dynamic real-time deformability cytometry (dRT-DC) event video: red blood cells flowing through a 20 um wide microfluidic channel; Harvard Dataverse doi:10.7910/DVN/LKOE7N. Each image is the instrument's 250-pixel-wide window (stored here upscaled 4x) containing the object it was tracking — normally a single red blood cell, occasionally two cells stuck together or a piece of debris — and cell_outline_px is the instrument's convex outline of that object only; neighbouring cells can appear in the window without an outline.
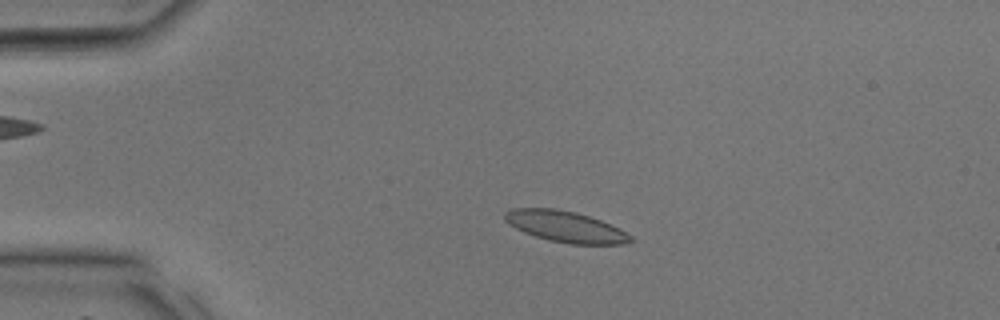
{"species": "common noctule bat (a hibernating species)", "species_latin": "Nyctalus noctula", "temperature_condition": "room temperature", "stored_images_in_passage": 34, "camera_frame_rate_fps": 3000, "um_per_image_px": 0.085, "animal": {"sex": "male", "body_mass_g": 17.9, "forearm_length_mm": 54.2}, "frame": {"image": 1, "passage_image": 6, "time_ms": 1.667, "image_size_px": [1000, 320], "cell_outline_px": [[632, 240], [624, 244], [572, 244], [548, 240], [524, 232], [508, 224], [504, 220], [504, 212], [512, 208], [556, 208], [576, 212], [600, 220], [632, 236]], "centroid_in_image_um": [48.0, 19.25], "position_along_channel_um": 37.0, "area_um2": 22.54}}
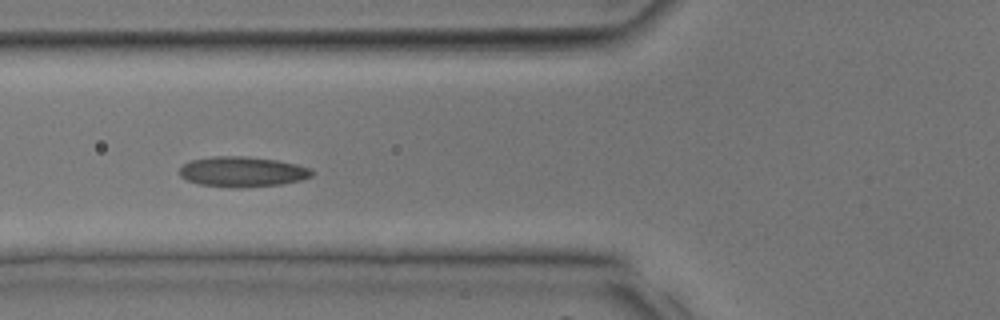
{"frame": {"image": 2, "passage_image": 12, "time_ms": 3.667, "image_size_px": [1000, 320], "cell_outline_px": [[312, 176], [300, 180], [280, 184], [240, 188], [228, 188], [200, 184], [188, 180], [180, 176], [180, 168], [184, 164], [192, 160], [212, 156], [244, 156], [276, 160], [296, 164], [312, 168]], "centroid_in_image_um": [20.6, 14.6], "position_along_channel_um": 105.2, "area_um2": 23.29}}
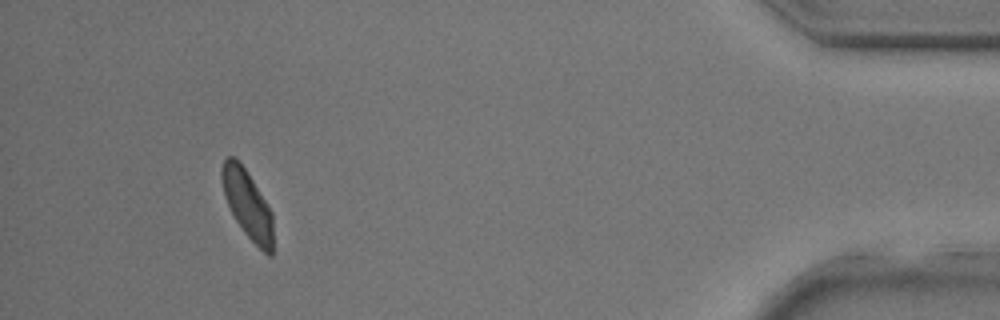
{"frame": {"image": 3, "passage_image": 32, "time_ms": 10.333, "image_size_px": [1000, 320], "cell_outline_px": [[272, 256], [268, 256], [244, 232], [236, 220], [224, 196], [220, 180], [220, 172], [224, 160], [228, 156], [232, 156], [244, 168], [268, 204], [272, 212]], "centroid_in_image_um": [21.02, 17.35], "position_along_channel_um": 414.2, "area_um2": 20.06}}